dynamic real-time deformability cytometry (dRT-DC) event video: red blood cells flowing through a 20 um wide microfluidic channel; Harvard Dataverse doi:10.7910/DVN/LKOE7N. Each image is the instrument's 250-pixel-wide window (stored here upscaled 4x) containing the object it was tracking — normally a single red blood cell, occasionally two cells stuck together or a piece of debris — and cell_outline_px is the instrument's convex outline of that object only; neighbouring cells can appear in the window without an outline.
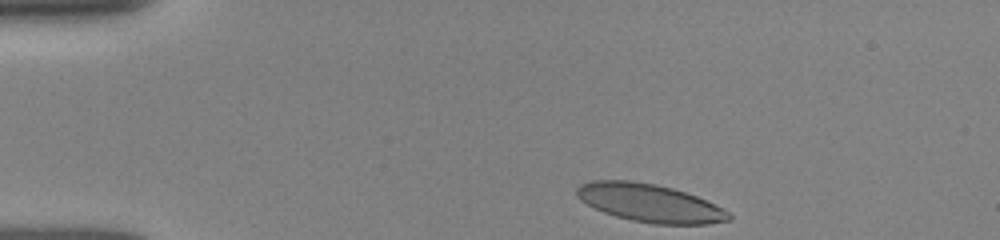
{"species": "human", "species_latin": "Homo sapiens", "temperature_condition": "room temperature", "stored_images_in_passage": 36, "camera_frame_rate_fps": 3000, "um_per_image_px": 0.085, "donor": {"sex": "female"}, "frame": {"image": 1, "passage_image": 1, "time_ms": 0.0, "image_size_px": [1000, 240], "cell_outline_px": [[732, 220], [708, 224], [652, 224], [632, 220], [616, 216], [604, 212], [580, 200], [576, 196], [576, 188], [580, 184], [592, 180], [632, 180], [656, 184], [672, 188], [696, 196], [728, 212], [732, 216]], "centroid_in_image_um": [55.19, 17.25], "position_along_channel_um": 29.8, "area_um2": 33.52}}
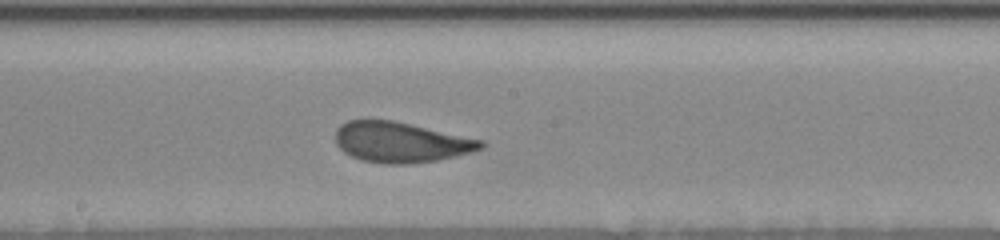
{"frame": {"image": 2, "passage_image": 20, "time_ms": 6.333, "image_size_px": [1000, 240], "cell_outline_px": [[484, 144], [480, 148], [472, 152], [456, 156], [436, 160], [408, 164], [384, 164], [364, 160], [352, 156], [344, 152], [336, 144], [336, 128], [340, 124], [348, 120], [392, 120], [484, 140]], "centroid_in_image_um": [34.05, 12.09], "position_along_channel_um": 214.2, "area_um2": 34.04}}
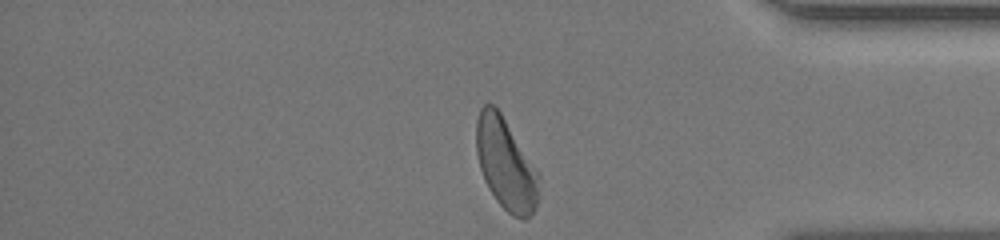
{"frame": {"image": 3, "passage_image": 35, "time_ms": 11.333, "image_size_px": [1000, 240], "cell_outline_px": [[540, 196], [532, 212], [524, 220], [512, 216], [496, 200], [488, 188], [484, 180], [480, 168], [476, 152], [476, 120], [480, 108], [484, 104], [492, 104], [500, 112], [536, 168], [540, 176]], "centroid_in_image_um": [42.99, 13.96], "position_along_channel_um": 392.2, "area_um2": 33.41}, "authors_computed_cell_mechanics": {"area_um2": 34.0442, "velocity_mm_per_s": 3.9096, "shape_relaxation_time_tau1_ms": 2.8444, "shape_relaxation_time_tau2_ms": 0.6965, "deformation_change_tau1": 0.1281, "deformation_change_tau2": 0.071}}